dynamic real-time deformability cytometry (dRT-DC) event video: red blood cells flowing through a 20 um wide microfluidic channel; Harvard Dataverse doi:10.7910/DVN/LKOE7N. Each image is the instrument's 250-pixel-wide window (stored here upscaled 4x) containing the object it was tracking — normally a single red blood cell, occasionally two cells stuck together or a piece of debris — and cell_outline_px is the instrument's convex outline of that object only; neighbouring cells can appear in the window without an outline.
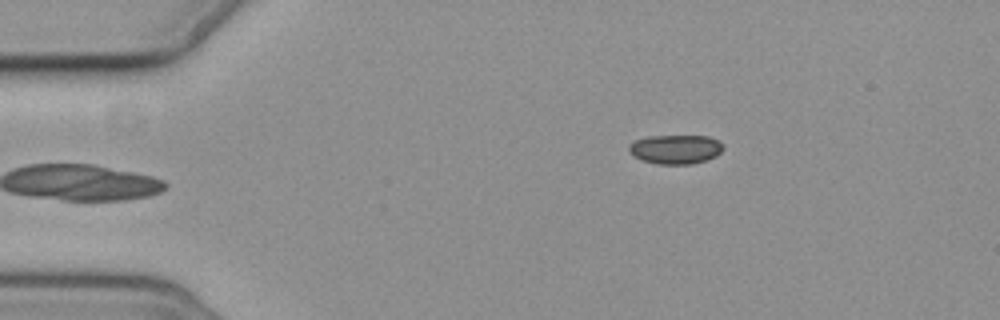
{"species": "common noctule bat (a hibernating species)", "species_latin": "Nyctalus noctula", "temperature_condition": "cold", "stored_images_in_passage": 5, "camera_frame_rate_fps": 3000, "um_per_image_px": 0.085, "animal": {"sex": "female", "body_mass_g": 19.3, "forearm_length_mm": 54.1}, "frame": {"image": 1, "passage_image": 5, "time_ms": 5.667, "image_size_px": [1000, 320], "cell_outline_px": [[724, 148], [716, 156], [708, 160], [692, 164], [656, 164], [640, 160], [628, 148], [628, 144], [636, 140], [648, 136], [708, 136], [720, 140], [724, 144]], "centroid_in_image_um": [57.47, 12.69], "position_along_channel_um": 27.5, "area_um2": 16.18}}